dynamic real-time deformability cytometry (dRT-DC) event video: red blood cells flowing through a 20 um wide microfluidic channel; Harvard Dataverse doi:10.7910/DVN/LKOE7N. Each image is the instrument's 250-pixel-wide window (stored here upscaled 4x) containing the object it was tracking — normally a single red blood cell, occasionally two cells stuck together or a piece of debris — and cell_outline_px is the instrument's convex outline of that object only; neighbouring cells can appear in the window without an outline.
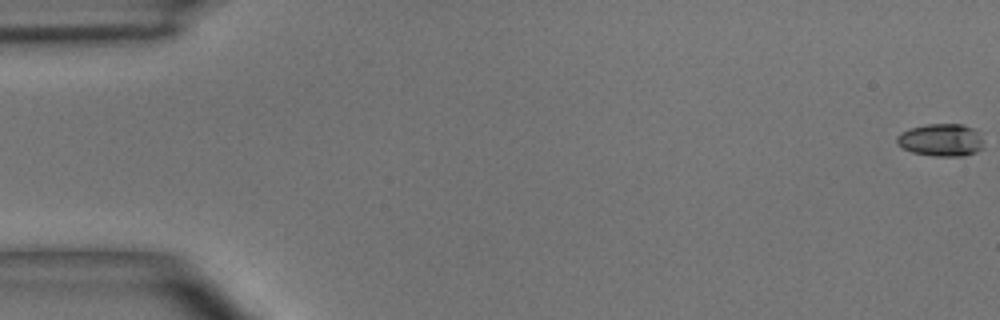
{"species": "common noctule bat (a hibernating species)", "species_latin": "Nyctalus noctula", "temperature_condition": "room temperature", "stored_images_in_passage": 4, "camera_frame_rate_fps": 3000, "um_per_image_px": 0.085, "animal": {"sex": "male", "body_mass_g": 15.6}, "frame": {"image": 1, "passage_image": 1, "time_ms": 0.0, "image_size_px": [1000, 320], "cell_outline_px": [[984, 148], [976, 152], [964, 156], [932, 156], [912, 152], [904, 148], [896, 140], [896, 136], [900, 132], [908, 128], [924, 124], [964, 124], [976, 128]], "centroid_in_image_um": [79.99, 11.89], "position_along_channel_um": 5.0, "area_um2": 16.65}}